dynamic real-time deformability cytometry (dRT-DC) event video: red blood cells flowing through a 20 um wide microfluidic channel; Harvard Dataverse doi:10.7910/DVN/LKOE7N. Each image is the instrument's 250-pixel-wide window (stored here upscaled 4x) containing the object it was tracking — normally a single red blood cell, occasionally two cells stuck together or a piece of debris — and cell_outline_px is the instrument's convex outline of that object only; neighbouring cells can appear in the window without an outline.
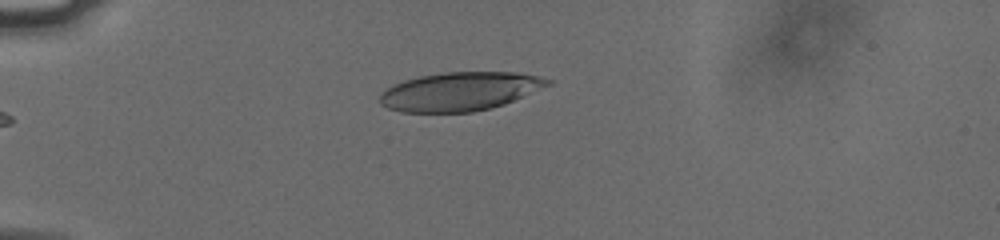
{"species": "human", "species_latin": "Homo sapiens", "temperature_condition": "cold", "stored_images_in_passage": 42, "camera_frame_rate_fps": 3000, "um_per_image_px": 0.085, "donor": {"sex": "male"}, "frame": {"image": 1, "passage_image": 2, "time_ms": 0.333, "image_size_px": [1000, 240], "cell_outline_px": [[552, 84], [504, 104], [492, 108], [472, 112], [400, 112], [388, 108], [380, 104], [380, 92], [404, 80], [420, 76], [448, 72], [516, 72], [536, 76], [552, 80]], "centroid_in_image_um": [39.09, 7.78], "position_along_channel_um": 45.9, "area_um2": 37.63}}
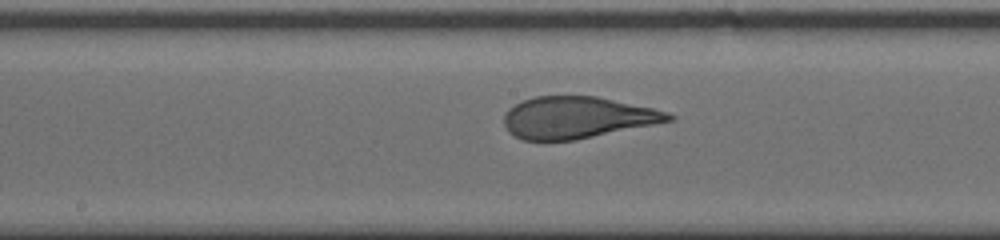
{"frame": {"image": 2, "passage_image": 17, "time_ms": 5.333, "image_size_px": [1000, 240], "cell_outline_px": [[676, 120], [576, 140], [524, 140], [508, 132], [504, 124], [504, 116], [508, 108], [524, 100], [536, 96], [596, 96], [652, 108], [668, 112], [676, 116]], "centroid_in_image_um": [49.09, 9.99], "position_along_channel_um": 199.1, "area_um2": 40.0}}
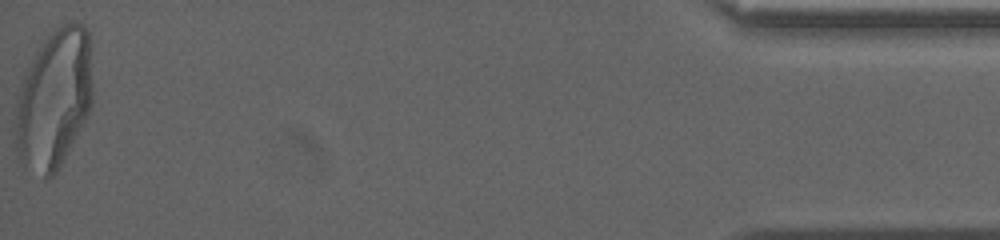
{"frame": {"image": 3, "passage_image": 42, "time_ms": 13.667, "image_size_px": [1000, 240], "cell_outline_px": [[92, 104], [84, 120], [56, 172], [52, 176], [44, 180], [24, 168], [16, 148], [12, 132], [16, 100], [24, 76], [36, 52], [44, 40], [56, 24], [72, 20], [76, 20], [88, 32], [92, 88]], "centroid_in_image_um": [4.54, 8.43], "position_along_channel_um": 430.7, "area_um2": 63.12}, "authors_computed_cell_mechanics": {"area_um2": 41.1536, "velocity_mm_per_s": 3.777, "shape_relaxation_time_tau1_ms": 4.7573, "shape_relaxation_time_tau2_ms": null, "deformation_change_tau1": 0.2187, "deformation_change_tau2": null}}